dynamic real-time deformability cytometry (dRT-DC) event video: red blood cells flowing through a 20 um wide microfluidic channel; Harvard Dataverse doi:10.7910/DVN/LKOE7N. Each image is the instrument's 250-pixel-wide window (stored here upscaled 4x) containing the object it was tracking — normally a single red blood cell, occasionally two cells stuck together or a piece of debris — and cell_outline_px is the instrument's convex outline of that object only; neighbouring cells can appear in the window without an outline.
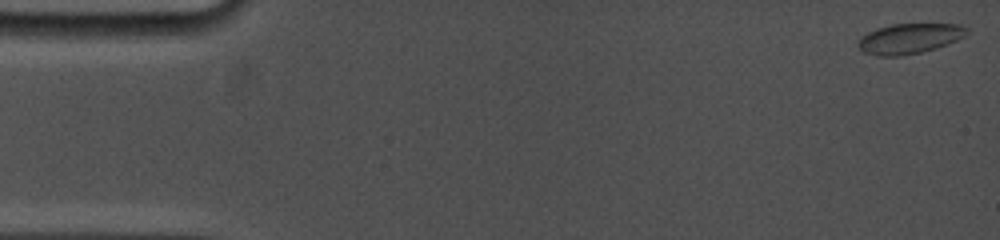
{"species": "common noctule bat (a hibernating species)", "species_latin": "Nyctalus noctula", "temperature_condition": "cold", "stored_images_in_passage": 15, "camera_frame_rate_fps": 5000, "um_per_image_px": 0.085, "animal": {"sex": "female", "body_mass_g": 19.0, "forearm_length_mm": 53.3}, "frame": {"image": 1, "passage_image": 1, "time_ms": 0.0, "image_size_px": [1000, 240], "cell_outline_px": [[968, 32], [964, 36], [956, 40], [936, 48], [920, 52], [900, 56], [876, 56], [864, 52], [856, 44], [860, 36], [876, 28], [892, 24], [960, 24], [968, 28]], "centroid_in_image_um": [77.26, 3.27], "position_along_channel_um": 7.7, "area_um2": 19.13}}
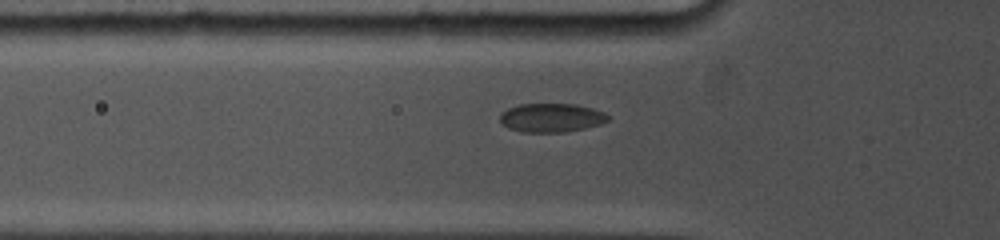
{"frame": {"image": 2, "passage_image": 12, "time_ms": 5.4, "image_size_px": [1000, 240], "cell_outline_px": [[608, 120], [600, 124], [584, 128], [564, 132], [520, 132], [508, 128], [500, 120], [500, 112], [508, 108], [520, 104], [576, 104], [592, 108], [604, 112], [608, 116]], "centroid_in_image_um": [46.84, 10.0], "position_along_channel_um": 79.0, "area_um2": 18.09}}
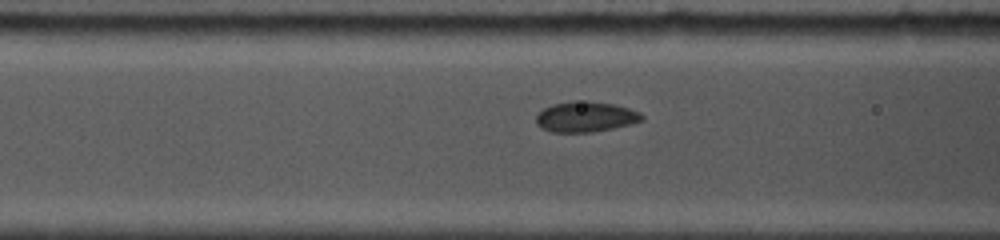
{"frame": {"image": 3, "passage_image": 14, "time_ms": 6.4, "image_size_px": [1000, 240], "cell_outline_px": [[644, 120], [632, 124], [592, 132], [552, 132], [540, 128], [536, 124], [536, 116], [544, 108], [552, 104], [572, 100], [588, 100], [616, 104], [640, 112], [644, 116]], "centroid_in_image_um": [49.78, 9.91], "position_along_channel_um": 116.8, "area_um2": 19.07}}